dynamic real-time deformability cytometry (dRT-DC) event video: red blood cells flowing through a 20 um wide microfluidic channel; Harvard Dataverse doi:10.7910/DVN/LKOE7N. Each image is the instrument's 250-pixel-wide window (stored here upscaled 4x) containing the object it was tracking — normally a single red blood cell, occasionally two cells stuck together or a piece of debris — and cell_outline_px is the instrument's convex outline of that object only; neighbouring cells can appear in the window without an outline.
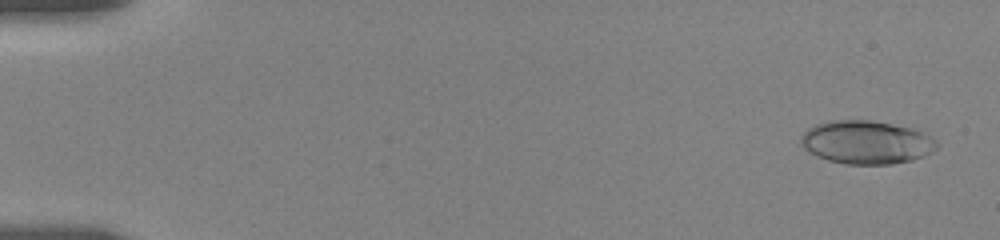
{"species": "human", "species_latin": "Homo sapiens", "temperature_condition": "room temperature", "stored_images_in_passage": 26, "camera_frame_rate_fps": 3000, "um_per_image_px": 0.085, "donor": {"sex": "female"}, "frame": {"image": 1, "passage_image": 6, "time_ms": 0.667, "image_size_px": [1000, 240], "cell_outline_px": [[940, 144], [936, 148], [924, 156], [912, 160], [892, 164], [844, 164], [828, 160], [816, 156], [808, 152], [804, 148], [800, 140], [800, 136], [808, 128], [816, 124], [828, 120], [872, 120], [912, 128], [928, 136]], "centroid_in_image_um": [73.6, 12.09], "position_along_channel_um": 11.4, "area_um2": 34.33}}
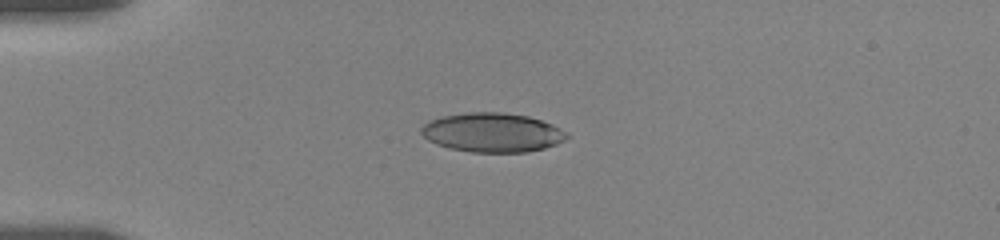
{"frame": {"image": 2, "passage_image": 25, "time_ms": 4.667, "image_size_px": [1000, 240], "cell_outline_px": [[568, 136], [564, 140], [556, 144], [544, 148], [528, 152], [472, 152], [452, 148], [436, 144], [428, 140], [420, 132], [420, 128], [428, 120], [440, 116], [464, 112], [500, 112], [528, 116], [552, 124], [568, 132]], "centroid_in_image_um": [41.83, 11.25], "position_along_channel_um": 43.2, "area_um2": 33.35}}